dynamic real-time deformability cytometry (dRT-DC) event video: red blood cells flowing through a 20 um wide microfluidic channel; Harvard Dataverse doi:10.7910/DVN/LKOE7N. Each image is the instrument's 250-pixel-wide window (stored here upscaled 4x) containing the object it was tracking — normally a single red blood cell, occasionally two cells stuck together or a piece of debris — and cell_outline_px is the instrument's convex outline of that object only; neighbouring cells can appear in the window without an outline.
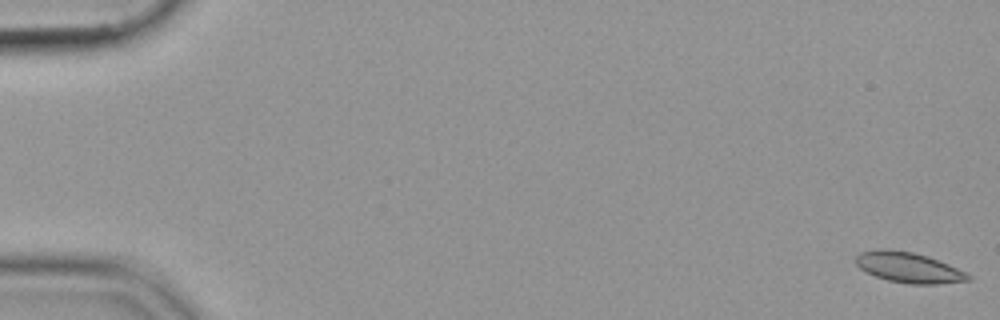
{"species": "common noctule bat (a hibernating species)", "species_latin": "Nyctalus noctula", "temperature_condition": "cold", "stored_images_in_passage": 55, "camera_frame_rate_fps": 3000, "um_per_image_px": 0.085, "animal": {"sex": "female", "body_mass_g": 19.9}, "frame": {"image": 1, "passage_image": 1, "time_ms": 0.0, "image_size_px": [1000, 320], "cell_outline_px": [[972, 280], [936, 284], [908, 284], [888, 280], [876, 276], [860, 268], [856, 264], [856, 256], [860, 252], [912, 252], [928, 256], [948, 264], [972, 276]], "centroid_in_image_um": [77.32, 22.79], "position_along_channel_um": 7.7, "area_um2": 19.02}}
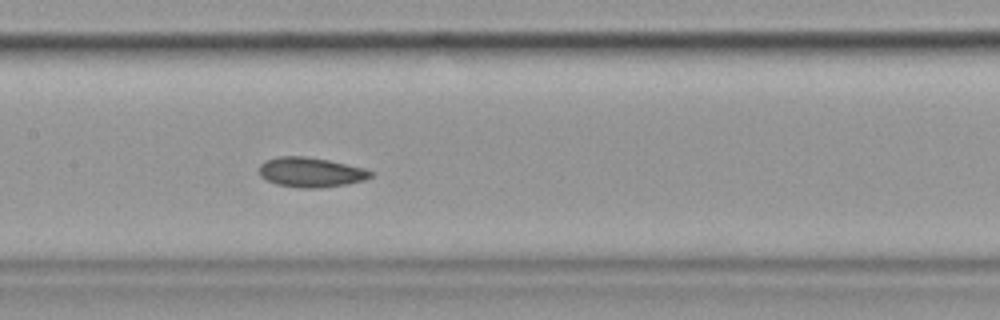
{"frame": {"image": 2, "passage_image": 28, "time_ms": 9.0, "image_size_px": [1000, 320], "cell_outline_px": [[372, 176], [364, 180], [348, 184], [320, 188], [300, 188], [276, 184], [260, 176], [260, 164], [264, 160], [276, 156], [304, 156], [328, 160], [364, 168], [372, 172]], "centroid_in_image_um": [26.4, 14.64], "position_along_channel_um": 181.0, "area_um2": 19.36}}
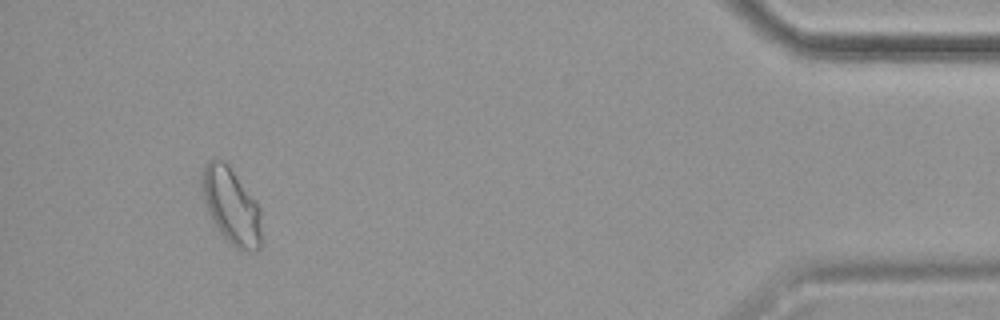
{"frame": {"image": 3, "passage_image": 52, "time_ms": 17.0, "image_size_px": [1000, 320], "cell_outline_px": [[260, 248], [256, 252], [244, 252], [228, 244], [216, 228], [208, 212], [204, 200], [200, 180], [200, 176], [208, 160], [216, 156], [224, 160], [228, 164], [256, 200], [260, 208]], "centroid_in_image_um": [19.64, 17.51], "position_along_channel_um": 415.6, "area_um2": 26.99}}